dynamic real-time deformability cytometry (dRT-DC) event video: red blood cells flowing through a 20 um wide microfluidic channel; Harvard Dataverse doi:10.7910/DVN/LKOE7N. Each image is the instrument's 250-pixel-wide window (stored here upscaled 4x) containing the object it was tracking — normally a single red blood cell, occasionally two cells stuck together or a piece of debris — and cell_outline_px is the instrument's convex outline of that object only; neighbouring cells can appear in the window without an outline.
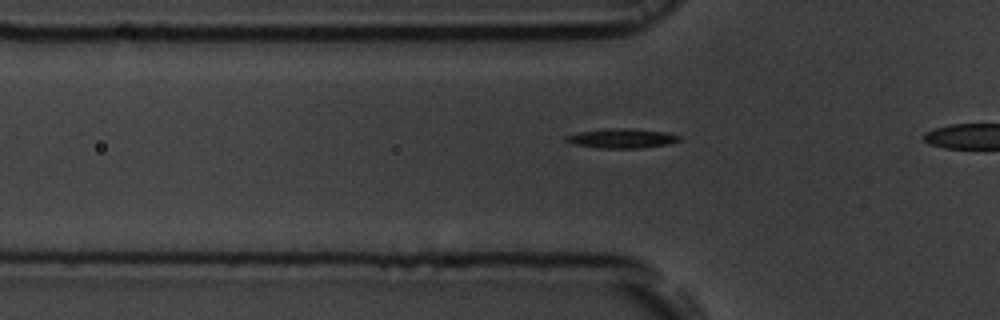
{"species": "common noctule bat (a hibernating species)", "species_latin": "Nyctalus noctula", "temperature_condition": "room temperature", "stored_images_in_passage": 10, "camera_frame_rate_fps": 3000, "um_per_image_px": 0.085, "animal": {"sex": "male", "body_mass_g": 19.5, "forearm_length_mm": 54.6}, "frame": {"image": 1, "passage_image": 7, "time_ms": 2.0, "image_size_px": [1000, 320], "cell_outline_px": [[680, 140], [664, 144], [644, 148], [596, 148], [572, 144], [564, 140], [564, 136], [580, 132], [604, 128], [632, 128], [664, 132], [680, 136]], "centroid_in_image_um": [52.77, 11.76], "position_along_channel_um": 73.0, "area_um2": 12.89}}